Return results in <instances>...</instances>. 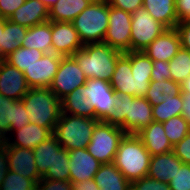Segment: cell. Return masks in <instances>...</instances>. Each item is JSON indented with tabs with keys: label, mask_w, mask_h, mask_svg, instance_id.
I'll return each mask as SVG.
<instances>
[{
	"label": "cell",
	"mask_w": 190,
	"mask_h": 190,
	"mask_svg": "<svg viewBox=\"0 0 190 190\" xmlns=\"http://www.w3.org/2000/svg\"><path fill=\"white\" fill-rule=\"evenodd\" d=\"M181 48V38L176 28L166 29L143 51L152 61L169 62Z\"/></svg>",
	"instance_id": "ac0fdd59"
},
{
	"label": "cell",
	"mask_w": 190,
	"mask_h": 190,
	"mask_svg": "<svg viewBox=\"0 0 190 190\" xmlns=\"http://www.w3.org/2000/svg\"><path fill=\"white\" fill-rule=\"evenodd\" d=\"M84 72L72 56L61 57V63L50 85V90L62 100L73 90L85 85Z\"/></svg>",
	"instance_id": "7c38bea8"
},
{
	"label": "cell",
	"mask_w": 190,
	"mask_h": 190,
	"mask_svg": "<svg viewBox=\"0 0 190 190\" xmlns=\"http://www.w3.org/2000/svg\"><path fill=\"white\" fill-rule=\"evenodd\" d=\"M182 163L173 151L151 156L147 175L159 181L168 182L177 169H180Z\"/></svg>",
	"instance_id": "cb8c5ba5"
},
{
	"label": "cell",
	"mask_w": 190,
	"mask_h": 190,
	"mask_svg": "<svg viewBox=\"0 0 190 190\" xmlns=\"http://www.w3.org/2000/svg\"><path fill=\"white\" fill-rule=\"evenodd\" d=\"M123 54L131 61L132 75L139 78H151L153 61L144 51H129Z\"/></svg>",
	"instance_id": "e575fe53"
},
{
	"label": "cell",
	"mask_w": 190,
	"mask_h": 190,
	"mask_svg": "<svg viewBox=\"0 0 190 190\" xmlns=\"http://www.w3.org/2000/svg\"><path fill=\"white\" fill-rule=\"evenodd\" d=\"M183 96L182 93L173 98L165 99L156 106H152L153 120L156 122H166L168 119L182 115Z\"/></svg>",
	"instance_id": "1f68e13d"
},
{
	"label": "cell",
	"mask_w": 190,
	"mask_h": 190,
	"mask_svg": "<svg viewBox=\"0 0 190 190\" xmlns=\"http://www.w3.org/2000/svg\"><path fill=\"white\" fill-rule=\"evenodd\" d=\"M98 122L95 118L62 113L53 135L68 152L77 148H87Z\"/></svg>",
	"instance_id": "8992f818"
},
{
	"label": "cell",
	"mask_w": 190,
	"mask_h": 190,
	"mask_svg": "<svg viewBox=\"0 0 190 190\" xmlns=\"http://www.w3.org/2000/svg\"><path fill=\"white\" fill-rule=\"evenodd\" d=\"M7 146V135L0 131V149Z\"/></svg>",
	"instance_id": "f5cc1de1"
},
{
	"label": "cell",
	"mask_w": 190,
	"mask_h": 190,
	"mask_svg": "<svg viewBox=\"0 0 190 190\" xmlns=\"http://www.w3.org/2000/svg\"><path fill=\"white\" fill-rule=\"evenodd\" d=\"M151 78H139L132 75L131 61L122 54L115 66V71L109 81L116 93L144 97Z\"/></svg>",
	"instance_id": "8fae6325"
},
{
	"label": "cell",
	"mask_w": 190,
	"mask_h": 190,
	"mask_svg": "<svg viewBox=\"0 0 190 190\" xmlns=\"http://www.w3.org/2000/svg\"><path fill=\"white\" fill-rule=\"evenodd\" d=\"M131 190H171L168 182L159 181L151 176H144L143 178L133 181L131 183Z\"/></svg>",
	"instance_id": "f35d334b"
},
{
	"label": "cell",
	"mask_w": 190,
	"mask_h": 190,
	"mask_svg": "<svg viewBox=\"0 0 190 190\" xmlns=\"http://www.w3.org/2000/svg\"><path fill=\"white\" fill-rule=\"evenodd\" d=\"M168 64L171 80L181 84L190 76V51L181 47Z\"/></svg>",
	"instance_id": "836d02e7"
},
{
	"label": "cell",
	"mask_w": 190,
	"mask_h": 190,
	"mask_svg": "<svg viewBox=\"0 0 190 190\" xmlns=\"http://www.w3.org/2000/svg\"><path fill=\"white\" fill-rule=\"evenodd\" d=\"M176 0H143V8L167 29L176 28L178 21L175 11Z\"/></svg>",
	"instance_id": "484cf974"
},
{
	"label": "cell",
	"mask_w": 190,
	"mask_h": 190,
	"mask_svg": "<svg viewBox=\"0 0 190 190\" xmlns=\"http://www.w3.org/2000/svg\"><path fill=\"white\" fill-rule=\"evenodd\" d=\"M72 190H100L94 179L72 182Z\"/></svg>",
	"instance_id": "c3c4849f"
},
{
	"label": "cell",
	"mask_w": 190,
	"mask_h": 190,
	"mask_svg": "<svg viewBox=\"0 0 190 190\" xmlns=\"http://www.w3.org/2000/svg\"><path fill=\"white\" fill-rule=\"evenodd\" d=\"M131 51H143L167 28L143 7L131 14Z\"/></svg>",
	"instance_id": "9c48e42d"
},
{
	"label": "cell",
	"mask_w": 190,
	"mask_h": 190,
	"mask_svg": "<svg viewBox=\"0 0 190 190\" xmlns=\"http://www.w3.org/2000/svg\"><path fill=\"white\" fill-rule=\"evenodd\" d=\"M84 95L91 100L95 111V119L104 121L113 110L116 92L109 81L87 79L84 85Z\"/></svg>",
	"instance_id": "4fadbf2b"
},
{
	"label": "cell",
	"mask_w": 190,
	"mask_h": 190,
	"mask_svg": "<svg viewBox=\"0 0 190 190\" xmlns=\"http://www.w3.org/2000/svg\"><path fill=\"white\" fill-rule=\"evenodd\" d=\"M89 3H102V2H105L107 0H87Z\"/></svg>",
	"instance_id": "11a10c76"
},
{
	"label": "cell",
	"mask_w": 190,
	"mask_h": 190,
	"mask_svg": "<svg viewBox=\"0 0 190 190\" xmlns=\"http://www.w3.org/2000/svg\"><path fill=\"white\" fill-rule=\"evenodd\" d=\"M35 190H72V182L42 178Z\"/></svg>",
	"instance_id": "ab89813d"
},
{
	"label": "cell",
	"mask_w": 190,
	"mask_h": 190,
	"mask_svg": "<svg viewBox=\"0 0 190 190\" xmlns=\"http://www.w3.org/2000/svg\"><path fill=\"white\" fill-rule=\"evenodd\" d=\"M176 29L181 38V47L190 51V21L178 22Z\"/></svg>",
	"instance_id": "f6af8a7d"
},
{
	"label": "cell",
	"mask_w": 190,
	"mask_h": 190,
	"mask_svg": "<svg viewBox=\"0 0 190 190\" xmlns=\"http://www.w3.org/2000/svg\"><path fill=\"white\" fill-rule=\"evenodd\" d=\"M61 55L55 53H44L32 66L26 68L23 74L30 88H49L59 65Z\"/></svg>",
	"instance_id": "5bb4252c"
},
{
	"label": "cell",
	"mask_w": 190,
	"mask_h": 190,
	"mask_svg": "<svg viewBox=\"0 0 190 190\" xmlns=\"http://www.w3.org/2000/svg\"><path fill=\"white\" fill-rule=\"evenodd\" d=\"M173 153L183 163L190 165V133L173 146Z\"/></svg>",
	"instance_id": "60d3db41"
},
{
	"label": "cell",
	"mask_w": 190,
	"mask_h": 190,
	"mask_svg": "<svg viewBox=\"0 0 190 190\" xmlns=\"http://www.w3.org/2000/svg\"><path fill=\"white\" fill-rule=\"evenodd\" d=\"M62 113L95 118L91 100L84 95V85L73 90L61 100Z\"/></svg>",
	"instance_id": "4316f807"
},
{
	"label": "cell",
	"mask_w": 190,
	"mask_h": 190,
	"mask_svg": "<svg viewBox=\"0 0 190 190\" xmlns=\"http://www.w3.org/2000/svg\"><path fill=\"white\" fill-rule=\"evenodd\" d=\"M46 7L49 9L58 1V0H40Z\"/></svg>",
	"instance_id": "db71d44e"
},
{
	"label": "cell",
	"mask_w": 190,
	"mask_h": 190,
	"mask_svg": "<svg viewBox=\"0 0 190 190\" xmlns=\"http://www.w3.org/2000/svg\"><path fill=\"white\" fill-rule=\"evenodd\" d=\"M151 155L135 134H126L121 140L113 164L132 183L147 176Z\"/></svg>",
	"instance_id": "3957f363"
},
{
	"label": "cell",
	"mask_w": 190,
	"mask_h": 190,
	"mask_svg": "<svg viewBox=\"0 0 190 190\" xmlns=\"http://www.w3.org/2000/svg\"><path fill=\"white\" fill-rule=\"evenodd\" d=\"M30 123L22 100H12L0 94V131L8 136L10 130L20 129Z\"/></svg>",
	"instance_id": "2e32d148"
},
{
	"label": "cell",
	"mask_w": 190,
	"mask_h": 190,
	"mask_svg": "<svg viewBox=\"0 0 190 190\" xmlns=\"http://www.w3.org/2000/svg\"><path fill=\"white\" fill-rule=\"evenodd\" d=\"M175 11L179 22L190 19V0H176Z\"/></svg>",
	"instance_id": "bcb514c9"
},
{
	"label": "cell",
	"mask_w": 190,
	"mask_h": 190,
	"mask_svg": "<svg viewBox=\"0 0 190 190\" xmlns=\"http://www.w3.org/2000/svg\"><path fill=\"white\" fill-rule=\"evenodd\" d=\"M35 188L36 183L33 180L9 170L0 190H35Z\"/></svg>",
	"instance_id": "8d00e7d4"
},
{
	"label": "cell",
	"mask_w": 190,
	"mask_h": 190,
	"mask_svg": "<svg viewBox=\"0 0 190 190\" xmlns=\"http://www.w3.org/2000/svg\"><path fill=\"white\" fill-rule=\"evenodd\" d=\"M126 135L120 127L99 121L87 145L88 152L100 163H113L119 144Z\"/></svg>",
	"instance_id": "ba28073f"
},
{
	"label": "cell",
	"mask_w": 190,
	"mask_h": 190,
	"mask_svg": "<svg viewBox=\"0 0 190 190\" xmlns=\"http://www.w3.org/2000/svg\"><path fill=\"white\" fill-rule=\"evenodd\" d=\"M51 37V21L34 25L27 29L22 47L35 48L43 53H52Z\"/></svg>",
	"instance_id": "83f0119b"
},
{
	"label": "cell",
	"mask_w": 190,
	"mask_h": 190,
	"mask_svg": "<svg viewBox=\"0 0 190 190\" xmlns=\"http://www.w3.org/2000/svg\"><path fill=\"white\" fill-rule=\"evenodd\" d=\"M6 19L0 17V46L2 45V38H3V31H4V25H5ZM2 60V52L0 50V61Z\"/></svg>",
	"instance_id": "816d5d0a"
},
{
	"label": "cell",
	"mask_w": 190,
	"mask_h": 190,
	"mask_svg": "<svg viewBox=\"0 0 190 190\" xmlns=\"http://www.w3.org/2000/svg\"><path fill=\"white\" fill-rule=\"evenodd\" d=\"M90 4L87 0H58L49 9V21L72 22Z\"/></svg>",
	"instance_id": "f1b7e54d"
},
{
	"label": "cell",
	"mask_w": 190,
	"mask_h": 190,
	"mask_svg": "<svg viewBox=\"0 0 190 190\" xmlns=\"http://www.w3.org/2000/svg\"><path fill=\"white\" fill-rule=\"evenodd\" d=\"M70 181L79 182L94 179L96 172L102 163L96 160L87 148H77L68 152Z\"/></svg>",
	"instance_id": "d6986e66"
},
{
	"label": "cell",
	"mask_w": 190,
	"mask_h": 190,
	"mask_svg": "<svg viewBox=\"0 0 190 190\" xmlns=\"http://www.w3.org/2000/svg\"><path fill=\"white\" fill-rule=\"evenodd\" d=\"M181 93L190 94V76L181 83Z\"/></svg>",
	"instance_id": "f907efd6"
},
{
	"label": "cell",
	"mask_w": 190,
	"mask_h": 190,
	"mask_svg": "<svg viewBox=\"0 0 190 190\" xmlns=\"http://www.w3.org/2000/svg\"><path fill=\"white\" fill-rule=\"evenodd\" d=\"M9 134H11L12 137L16 136V139L7 136V146L34 149L41 142L51 137L53 130L30 122L20 129L10 130Z\"/></svg>",
	"instance_id": "44dd1931"
},
{
	"label": "cell",
	"mask_w": 190,
	"mask_h": 190,
	"mask_svg": "<svg viewBox=\"0 0 190 190\" xmlns=\"http://www.w3.org/2000/svg\"><path fill=\"white\" fill-rule=\"evenodd\" d=\"M151 80L160 81V82L165 80H171V73L168 62L162 60L153 61Z\"/></svg>",
	"instance_id": "b9f144b4"
},
{
	"label": "cell",
	"mask_w": 190,
	"mask_h": 190,
	"mask_svg": "<svg viewBox=\"0 0 190 190\" xmlns=\"http://www.w3.org/2000/svg\"><path fill=\"white\" fill-rule=\"evenodd\" d=\"M162 124L165 135L173 146L189 133L188 122L183 115L172 117Z\"/></svg>",
	"instance_id": "d590c367"
},
{
	"label": "cell",
	"mask_w": 190,
	"mask_h": 190,
	"mask_svg": "<svg viewBox=\"0 0 190 190\" xmlns=\"http://www.w3.org/2000/svg\"><path fill=\"white\" fill-rule=\"evenodd\" d=\"M9 170L33 180L36 184L42 179L35 165L34 149L7 146Z\"/></svg>",
	"instance_id": "ffe728a7"
},
{
	"label": "cell",
	"mask_w": 190,
	"mask_h": 190,
	"mask_svg": "<svg viewBox=\"0 0 190 190\" xmlns=\"http://www.w3.org/2000/svg\"><path fill=\"white\" fill-rule=\"evenodd\" d=\"M152 105L141 96L116 93L113 110L104 120L120 127L126 134H137L153 122Z\"/></svg>",
	"instance_id": "6da1fadb"
},
{
	"label": "cell",
	"mask_w": 190,
	"mask_h": 190,
	"mask_svg": "<svg viewBox=\"0 0 190 190\" xmlns=\"http://www.w3.org/2000/svg\"><path fill=\"white\" fill-rule=\"evenodd\" d=\"M168 185L171 190H190V165L182 163Z\"/></svg>",
	"instance_id": "74e56055"
},
{
	"label": "cell",
	"mask_w": 190,
	"mask_h": 190,
	"mask_svg": "<svg viewBox=\"0 0 190 190\" xmlns=\"http://www.w3.org/2000/svg\"><path fill=\"white\" fill-rule=\"evenodd\" d=\"M9 171V160L7 153V146L0 149V188L2 186V182L4 177L7 175Z\"/></svg>",
	"instance_id": "7dc6e473"
},
{
	"label": "cell",
	"mask_w": 190,
	"mask_h": 190,
	"mask_svg": "<svg viewBox=\"0 0 190 190\" xmlns=\"http://www.w3.org/2000/svg\"><path fill=\"white\" fill-rule=\"evenodd\" d=\"M123 53L106 43L85 44L72 57L84 72L87 79L110 81L118 58Z\"/></svg>",
	"instance_id": "7a4b0ae2"
},
{
	"label": "cell",
	"mask_w": 190,
	"mask_h": 190,
	"mask_svg": "<svg viewBox=\"0 0 190 190\" xmlns=\"http://www.w3.org/2000/svg\"><path fill=\"white\" fill-rule=\"evenodd\" d=\"M151 156L173 151V145L165 135L163 124L153 121L136 134Z\"/></svg>",
	"instance_id": "7402d4cb"
},
{
	"label": "cell",
	"mask_w": 190,
	"mask_h": 190,
	"mask_svg": "<svg viewBox=\"0 0 190 190\" xmlns=\"http://www.w3.org/2000/svg\"><path fill=\"white\" fill-rule=\"evenodd\" d=\"M94 180L100 190H131V183L113 163L102 164Z\"/></svg>",
	"instance_id": "d4e9b609"
},
{
	"label": "cell",
	"mask_w": 190,
	"mask_h": 190,
	"mask_svg": "<svg viewBox=\"0 0 190 190\" xmlns=\"http://www.w3.org/2000/svg\"><path fill=\"white\" fill-rule=\"evenodd\" d=\"M52 52L63 57L72 56L84 46L72 22L51 21Z\"/></svg>",
	"instance_id": "9a60e30c"
},
{
	"label": "cell",
	"mask_w": 190,
	"mask_h": 190,
	"mask_svg": "<svg viewBox=\"0 0 190 190\" xmlns=\"http://www.w3.org/2000/svg\"><path fill=\"white\" fill-rule=\"evenodd\" d=\"M182 96H183L182 115L187 119L189 133H190V94L182 93Z\"/></svg>",
	"instance_id": "681fc988"
},
{
	"label": "cell",
	"mask_w": 190,
	"mask_h": 190,
	"mask_svg": "<svg viewBox=\"0 0 190 190\" xmlns=\"http://www.w3.org/2000/svg\"><path fill=\"white\" fill-rule=\"evenodd\" d=\"M20 26L30 28L49 21V8L40 0H25L8 19Z\"/></svg>",
	"instance_id": "603a6c76"
},
{
	"label": "cell",
	"mask_w": 190,
	"mask_h": 190,
	"mask_svg": "<svg viewBox=\"0 0 190 190\" xmlns=\"http://www.w3.org/2000/svg\"><path fill=\"white\" fill-rule=\"evenodd\" d=\"M181 93V84L172 80L150 81V86L144 97L152 106H156L165 99L173 98Z\"/></svg>",
	"instance_id": "4dcf8cb0"
},
{
	"label": "cell",
	"mask_w": 190,
	"mask_h": 190,
	"mask_svg": "<svg viewBox=\"0 0 190 190\" xmlns=\"http://www.w3.org/2000/svg\"><path fill=\"white\" fill-rule=\"evenodd\" d=\"M131 20L130 13L109 6L108 29L103 43L110 45L121 53L131 51Z\"/></svg>",
	"instance_id": "30bf717a"
},
{
	"label": "cell",
	"mask_w": 190,
	"mask_h": 190,
	"mask_svg": "<svg viewBox=\"0 0 190 190\" xmlns=\"http://www.w3.org/2000/svg\"><path fill=\"white\" fill-rule=\"evenodd\" d=\"M35 165L42 178L70 181L69 154L54 135L34 148Z\"/></svg>",
	"instance_id": "5b68a950"
},
{
	"label": "cell",
	"mask_w": 190,
	"mask_h": 190,
	"mask_svg": "<svg viewBox=\"0 0 190 190\" xmlns=\"http://www.w3.org/2000/svg\"><path fill=\"white\" fill-rule=\"evenodd\" d=\"M43 55L44 53L38 49L24 48L21 46L5 57L4 61L23 72L26 68L32 66Z\"/></svg>",
	"instance_id": "d6a6232c"
},
{
	"label": "cell",
	"mask_w": 190,
	"mask_h": 190,
	"mask_svg": "<svg viewBox=\"0 0 190 190\" xmlns=\"http://www.w3.org/2000/svg\"><path fill=\"white\" fill-rule=\"evenodd\" d=\"M21 100L31 123L54 131L62 114V107L61 100L50 88H30Z\"/></svg>",
	"instance_id": "277c9868"
},
{
	"label": "cell",
	"mask_w": 190,
	"mask_h": 190,
	"mask_svg": "<svg viewBox=\"0 0 190 190\" xmlns=\"http://www.w3.org/2000/svg\"><path fill=\"white\" fill-rule=\"evenodd\" d=\"M108 20L109 4L105 1L90 4L74 18L72 24L82 44L85 45L103 42L108 29Z\"/></svg>",
	"instance_id": "52a82bcc"
},
{
	"label": "cell",
	"mask_w": 190,
	"mask_h": 190,
	"mask_svg": "<svg viewBox=\"0 0 190 190\" xmlns=\"http://www.w3.org/2000/svg\"><path fill=\"white\" fill-rule=\"evenodd\" d=\"M25 0H0V17L9 19Z\"/></svg>",
	"instance_id": "ee69618b"
},
{
	"label": "cell",
	"mask_w": 190,
	"mask_h": 190,
	"mask_svg": "<svg viewBox=\"0 0 190 190\" xmlns=\"http://www.w3.org/2000/svg\"><path fill=\"white\" fill-rule=\"evenodd\" d=\"M30 87L22 71L0 61V94L12 100H21Z\"/></svg>",
	"instance_id": "e0dca14e"
},
{
	"label": "cell",
	"mask_w": 190,
	"mask_h": 190,
	"mask_svg": "<svg viewBox=\"0 0 190 190\" xmlns=\"http://www.w3.org/2000/svg\"><path fill=\"white\" fill-rule=\"evenodd\" d=\"M26 27L20 26L19 24L13 23L6 19L3 31L2 45L0 50L2 52V60L5 59L13 51L17 50L22 46V43L27 34Z\"/></svg>",
	"instance_id": "f546056e"
},
{
	"label": "cell",
	"mask_w": 190,
	"mask_h": 190,
	"mask_svg": "<svg viewBox=\"0 0 190 190\" xmlns=\"http://www.w3.org/2000/svg\"><path fill=\"white\" fill-rule=\"evenodd\" d=\"M107 2L109 6L122 9L130 14L143 6V0H107Z\"/></svg>",
	"instance_id": "7bdbcfd3"
}]
</instances>
